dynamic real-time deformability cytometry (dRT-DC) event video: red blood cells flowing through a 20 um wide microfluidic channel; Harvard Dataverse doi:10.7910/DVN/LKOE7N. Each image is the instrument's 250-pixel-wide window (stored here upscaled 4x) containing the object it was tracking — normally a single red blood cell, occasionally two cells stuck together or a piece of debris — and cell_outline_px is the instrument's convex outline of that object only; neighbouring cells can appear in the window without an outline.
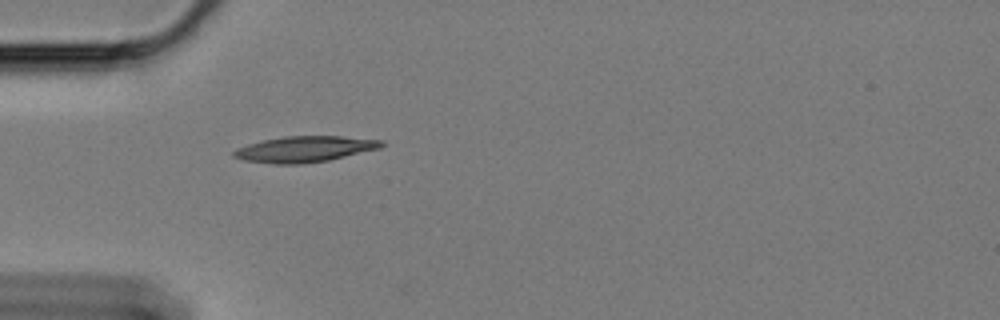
{"species": "Egyptian fruit bat (a non-hibernating species)", "species_latin": "Rousettus aegyptiacus", "temperature_condition": "cold", "stored_images_in_passage": 42, "camera_frame_rate_fps": 3000, "um_per_image_px": 0.085, "animal": {"sex": "female"}, "frame": {"image": 1, "passage_image": 1, "time_ms": 0.0, "image_size_px": [1000, 320], "cell_outline_px": [[388, 144], [380, 148], [328, 160], [300, 164], [272, 164], [244, 160], [232, 156], [232, 152], [236, 148], [248, 144], [264, 140], [284, 136], [340, 136], [384, 140]], "centroid_in_image_um": [25.91, 12.67], "position_along_channel_um": 59.1, "area_um2": 22.37}}
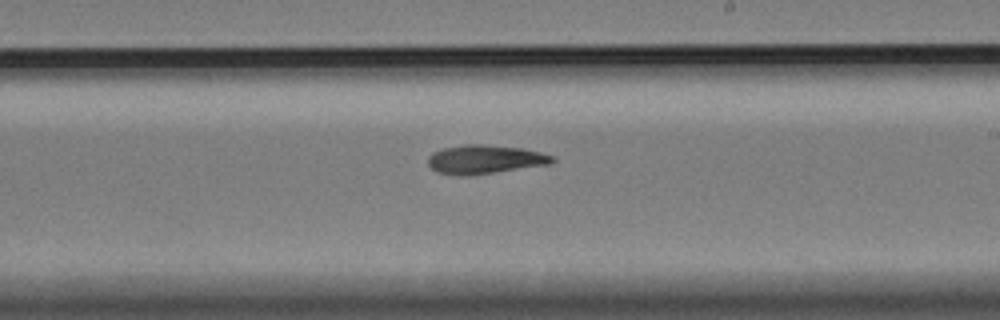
{"frame": {"image": 2, "passage_image": 18, "time_ms": 5.667, "image_size_px": [1000, 320], "cell_outline_px": [[556, 160], [552, 164], [468, 176], [460, 176], [436, 172], [428, 164], [428, 156], [432, 152], [444, 148], [464, 144], [480, 144], [524, 148], [556, 156]], "centroid_in_image_um": [41.24, 13.55], "position_along_channel_um": 247.8, "area_um2": 21.15}}
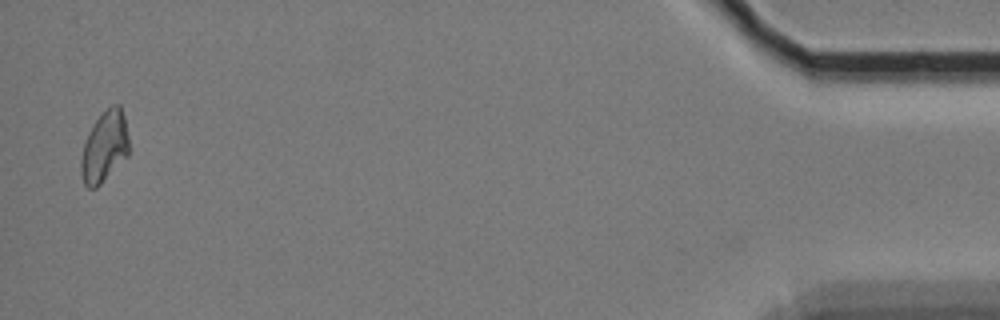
{"frame": {"image": 3, "passage_image": 41, "time_ms": 13.333, "image_size_px": [1000, 320], "cell_outline_px": [[128, 156], [96, 188], [88, 188], [84, 184], [80, 172], [80, 160], [84, 144], [88, 132], [96, 120], [112, 104], [120, 104], [124, 116], [128, 136]], "centroid_in_image_um": [8.87, 12.49], "position_along_channel_um": 426.3, "area_um2": 19.71}, "authors_computed_cell_mechanics": {"area_um2": 20.2589, "velocity_mm_per_s": 3.3974, "shape_relaxation_time_tau1_ms": 6.3323, "shape_relaxation_time_tau2_ms": 5.8671, "deformation_change_tau1": 0.1529, "deformation_change_tau2": 0.1347}}